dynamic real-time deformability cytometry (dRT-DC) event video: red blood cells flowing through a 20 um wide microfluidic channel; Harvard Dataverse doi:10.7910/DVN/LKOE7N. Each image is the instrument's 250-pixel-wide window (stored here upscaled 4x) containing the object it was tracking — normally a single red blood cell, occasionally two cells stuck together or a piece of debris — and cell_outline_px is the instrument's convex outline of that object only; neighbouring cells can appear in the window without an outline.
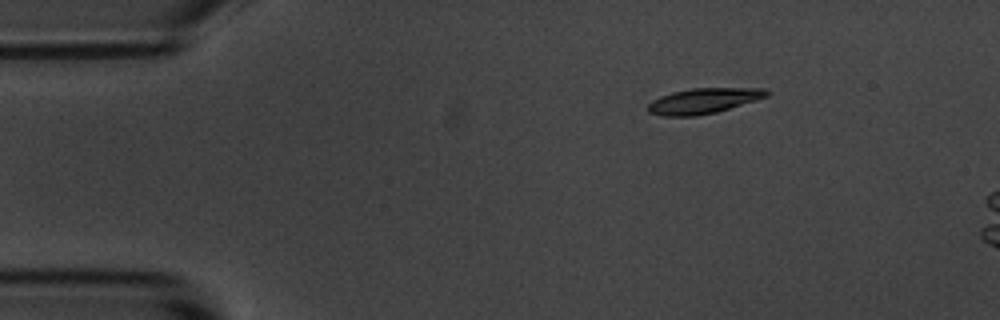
{"species": "common noctule bat (a hibernating species)", "species_latin": "Nyctalus noctula", "temperature_condition": "room temperature", "stored_images_in_passage": 3, "camera_frame_rate_fps": 3000, "um_per_image_px": 0.085, "animal": {"sex": "male", "body_mass_g": 20.1, "forearm_length_mm": 53.5}, "frame": {"image": 1, "passage_image": 1, "time_ms": 0.0, "image_size_px": [1000, 320], "cell_outline_px": [[772, 92], [768, 96], [756, 100], [716, 112], [696, 116], [664, 116], [648, 112], [648, 104], [652, 100], [660, 96], [672, 92], [692, 88], [764, 88]], "centroid_in_image_um": [59.81, 8.56], "position_along_channel_um": 25.2, "area_um2": 17.57}}